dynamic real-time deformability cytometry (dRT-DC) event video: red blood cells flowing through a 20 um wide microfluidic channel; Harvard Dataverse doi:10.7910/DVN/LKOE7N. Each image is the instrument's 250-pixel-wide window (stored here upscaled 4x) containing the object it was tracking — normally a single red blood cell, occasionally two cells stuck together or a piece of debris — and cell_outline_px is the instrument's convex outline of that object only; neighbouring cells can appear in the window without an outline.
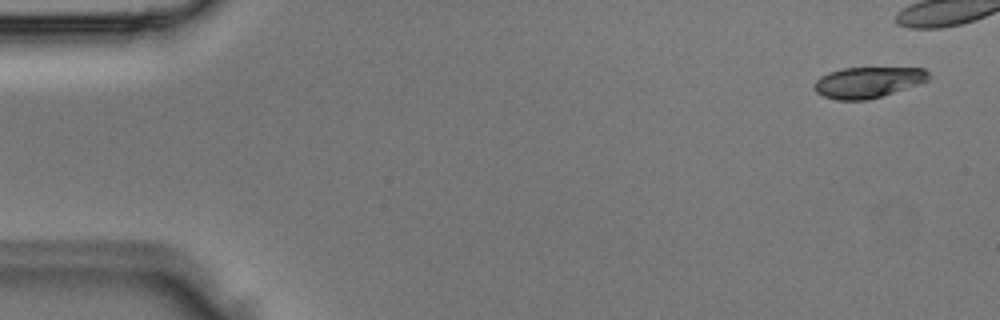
{"species": "Egyptian fruit bat (a non-hibernating species)", "species_latin": "Rousettus aegyptiacus", "temperature_condition": "room temperature", "stored_images_in_passage": 6, "camera_frame_rate_fps": 3000, "um_per_image_px": 0.085, "animal": {"sex": "male"}, "frame": {"image": 1, "passage_image": 1, "time_ms": 0.0, "image_size_px": [1000, 320], "cell_outline_px": [[932, 76], [928, 80], [868, 100], [836, 100], [824, 96], [816, 92], [812, 88], [812, 84], [820, 76], [828, 72], [844, 68], [924, 68]], "centroid_in_image_um": [73.71, 6.99], "position_along_channel_um": 11.3, "area_um2": 20.46}}
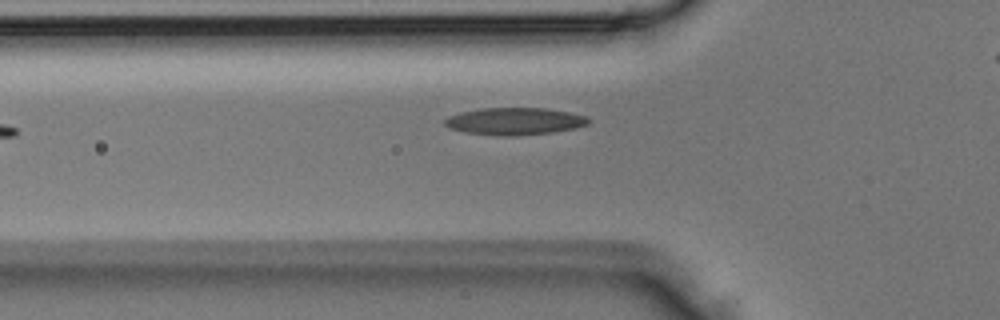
{"frame": {"image": 2, "passage_image": 5, "time_ms": 1.333, "image_size_px": [1000, 320], "cell_outline_px": [[592, 120], [588, 124], [576, 128], [552, 132], [516, 136], [496, 136], [464, 132], [448, 128], [444, 124], [444, 120], [448, 116], [460, 112], [480, 108], [544, 108], [568, 112], [584, 116]], "centroid_in_image_um": [43.7, 10.31], "position_along_channel_um": 82.1, "area_um2": 22.95}}